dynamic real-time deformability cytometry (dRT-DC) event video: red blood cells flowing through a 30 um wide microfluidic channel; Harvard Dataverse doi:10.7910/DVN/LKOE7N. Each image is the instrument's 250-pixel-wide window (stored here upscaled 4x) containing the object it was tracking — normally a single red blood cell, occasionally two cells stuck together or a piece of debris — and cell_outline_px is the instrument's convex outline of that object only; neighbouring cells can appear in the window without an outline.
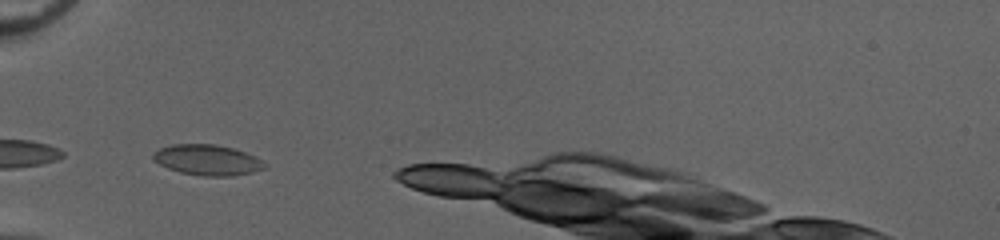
{"species": "common noctule bat (a hibernating species)", "species_latin": "Nyctalus noctula", "temperature_condition": "cold", "stored_images_in_passage": 4, "camera_frame_rate_fps": 3000, "um_per_image_px": 0.085, "animal": {"sex": "female", "body_mass_g": 20.0, "forearm_length_mm": 54.0}, "frame": {"image": 1, "passage_image": 1, "time_ms": 0.0, "image_size_px": [1000, 240], "cell_outline_px": [[264, 168], [248, 172], [228, 176], [204, 176], [180, 172], [168, 168], [152, 160], [152, 156], [160, 148], [172, 144], [216, 144], [232, 148], [256, 156], [264, 164]], "centroid_in_image_um": [17.57, 13.58], "position_along_channel_um": 67.4, "area_um2": 19.48}}